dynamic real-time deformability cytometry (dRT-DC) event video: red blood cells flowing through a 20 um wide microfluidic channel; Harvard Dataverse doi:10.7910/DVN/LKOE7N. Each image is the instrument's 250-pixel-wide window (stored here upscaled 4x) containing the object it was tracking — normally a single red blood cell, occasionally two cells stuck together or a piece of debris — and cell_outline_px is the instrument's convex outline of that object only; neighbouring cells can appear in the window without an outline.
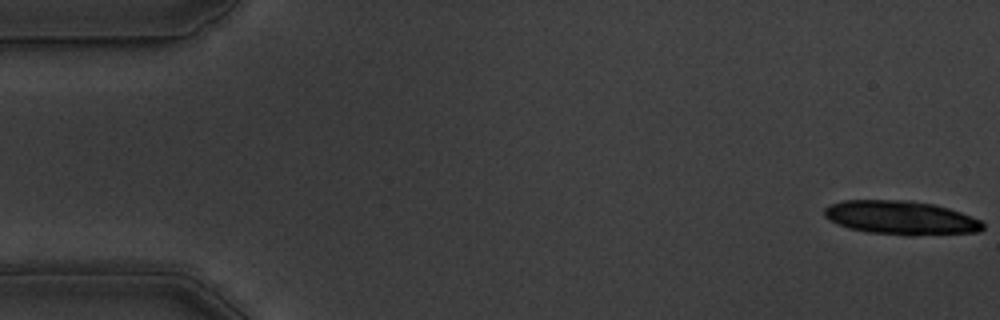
{"species": "common noctule bat (a hibernating species)", "species_latin": "Nyctalus noctula", "temperature_condition": "warm", "stored_images_in_passage": 16, "camera_frame_rate_fps": 3000, "um_per_image_px": 0.085, "animal": {"sex": "male", "body_mass_g": 19.5, "forearm_length_mm": 54.6}, "frame": {"image": 1, "passage_image": 1, "time_ms": 0.0, "image_size_px": [1000, 320], "cell_outline_px": [[984, 228], [980, 232], [912, 236], [904, 236], [868, 232], [848, 228], [824, 216], [824, 208], [832, 204], [844, 200], [908, 200], [932, 204], [948, 208], [960, 212], [980, 220], [984, 224]], "centroid_in_image_um": [76.61, 18.52], "position_along_channel_um": 8.4, "area_um2": 31.27}}